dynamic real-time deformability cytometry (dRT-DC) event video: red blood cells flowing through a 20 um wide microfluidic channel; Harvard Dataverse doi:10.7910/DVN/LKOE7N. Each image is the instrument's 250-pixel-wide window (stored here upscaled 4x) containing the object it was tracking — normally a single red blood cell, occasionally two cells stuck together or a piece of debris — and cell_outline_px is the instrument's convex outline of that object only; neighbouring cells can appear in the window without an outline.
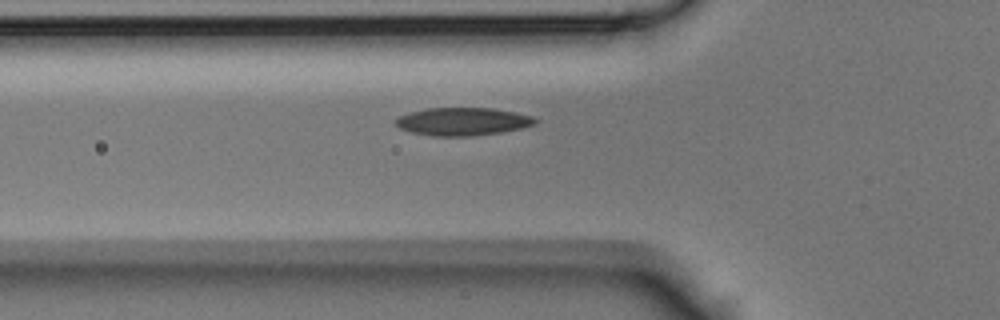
{"species": "Egyptian fruit bat (a non-hibernating species)", "species_latin": "Rousettus aegyptiacus", "temperature_condition": "room temperature", "stored_images_in_passage": 28, "camera_frame_rate_fps": 3000, "um_per_image_px": 0.085, "animal": {"sex": "male"}, "frame": {"image": 1, "passage_image": 4, "time_ms": 1.0, "image_size_px": [1000, 320], "cell_outline_px": [[536, 124], [520, 128], [500, 132], [472, 136], [436, 136], [412, 132], [400, 128], [396, 124], [396, 120], [400, 116], [412, 112], [428, 108], [492, 108], [532, 116], [536, 120]], "centroid_in_image_um": [39.33, 10.33], "position_along_channel_um": 86.5, "area_um2": 22.25}}
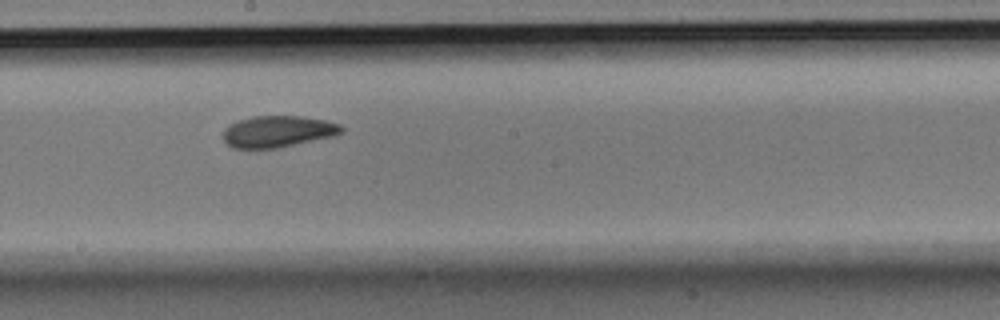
{"frame": {"image": 2, "passage_image": 13, "time_ms": 4.0, "image_size_px": [1000, 320], "cell_outline_px": [[344, 132], [332, 136], [276, 148], [232, 148], [224, 140], [224, 128], [228, 124], [252, 116], [300, 116], [324, 120], [340, 124], [344, 128]], "centroid_in_image_um": [23.61, 11.17], "position_along_channel_um": 224.6, "area_um2": 21.56}}
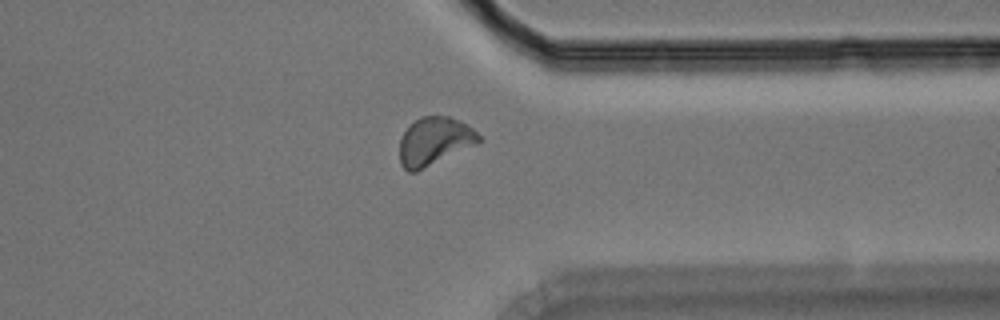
{"frame": {"image": 3, "passage_image": 23, "time_ms": 7.333, "image_size_px": [1000, 320], "cell_outline_px": [[484, 140], [480, 144], [416, 172], [408, 172], [400, 164], [400, 140], [408, 124], [420, 116], [448, 116], [460, 120], [468, 124]], "centroid_in_image_um": [36.96, 12.01], "position_along_channel_um": 374.4, "area_um2": 22.77}}